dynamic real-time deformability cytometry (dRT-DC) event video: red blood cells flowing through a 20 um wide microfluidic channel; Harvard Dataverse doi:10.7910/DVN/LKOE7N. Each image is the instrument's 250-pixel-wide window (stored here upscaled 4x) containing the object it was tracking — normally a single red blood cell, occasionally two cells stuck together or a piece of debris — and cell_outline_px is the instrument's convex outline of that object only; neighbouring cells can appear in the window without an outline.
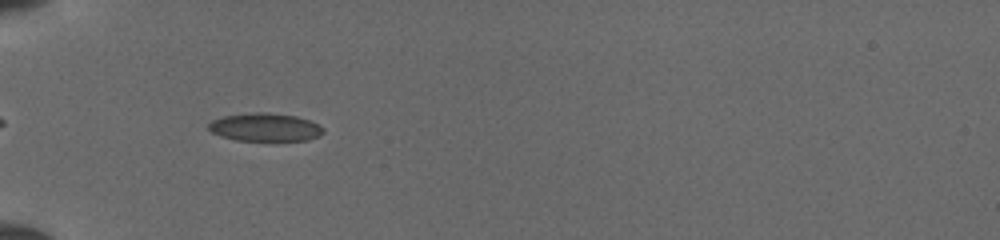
{"species": "common noctule bat (a hibernating species)", "species_latin": "Nyctalus noctula", "temperature_condition": "cold", "stored_images_in_passage": 38, "camera_frame_rate_fps": 3000, "um_per_image_px": 0.085, "animal": {"sex": "female", "body_mass_g": 19.5, "forearm_length_mm": 54.1}, "frame": {"image": 1, "passage_image": 5, "time_ms": 1.333, "image_size_px": [1000, 240], "cell_outline_px": [[324, 132], [320, 136], [308, 140], [236, 140], [220, 136], [212, 132], [208, 128], [208, 124], [212, 120], [224, 116], [256, 112], [268, 112], [296, 116], [308, 120], [324, 128]], "centroid_in_image_um": [22.53, 10.81], "position_along_channel_um": 62.5, "area_um2": 18.67}}
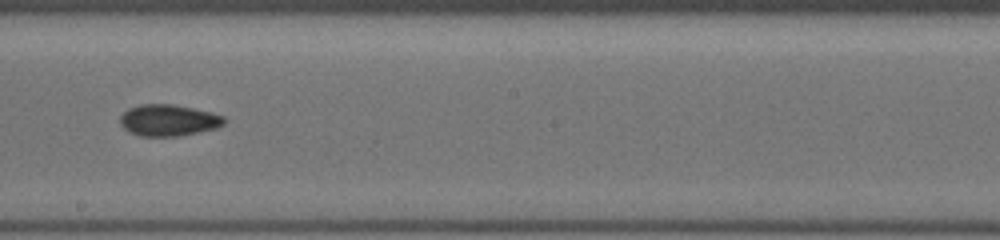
{"frame": {"image": 2, "passage_image": 18, "time_ms": 5.667, "image_size_px": [1000, 240], "cell_outline_px": [[228, 120], [224, 124], [216, 128], [180, 136], [140, 136], [128, 132], [120, 124], [120, 116], [128, 108], [140, 104], [172, 104], [212, 112], [224, 116]], "centroid_in_image_um": [14.32, 10.22], "position_along_channel_um": 233.9, "area_um2": 19.25}}
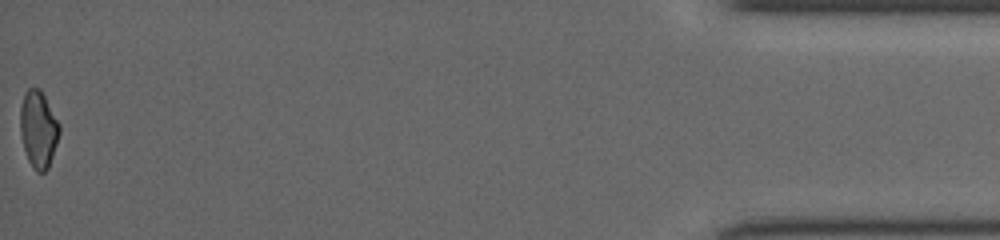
{"frame": {"image": 3, "passage_image": 38, "time_ms": 12.333, "image_size_px": [1000, 240], "cell_outline_px": [[60, 132], [48, 168], [44, 172], [36, 172], [28, 160], [24, 148], [20, 132], [20, 108], [24, 92], [28, 88], [40, 88], [60, 124]], "centroid_in_image_um": [3.25, 10.96], "position_along_channel_um": 431.9, "area_um2": 17.51}}